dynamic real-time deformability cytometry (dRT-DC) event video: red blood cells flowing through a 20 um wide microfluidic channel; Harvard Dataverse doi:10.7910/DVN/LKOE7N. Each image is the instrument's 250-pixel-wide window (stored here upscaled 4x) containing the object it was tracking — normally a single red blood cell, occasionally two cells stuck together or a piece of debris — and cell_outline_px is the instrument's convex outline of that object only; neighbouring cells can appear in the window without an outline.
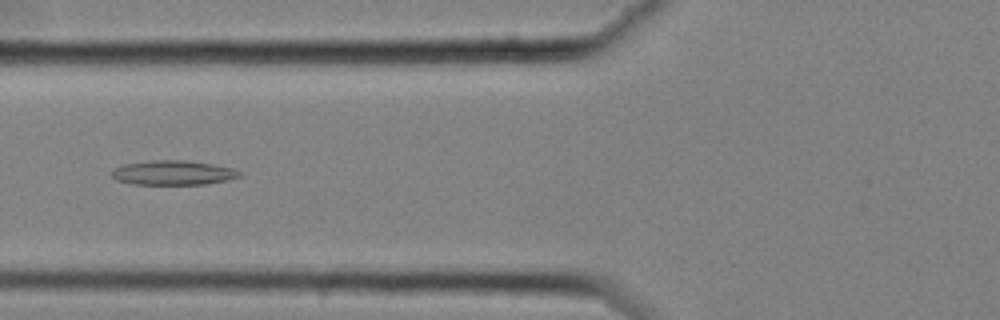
{"species": "common noctule bat (a hibernating species)", "species_latin": "Nyctalus noctula", "temperature_condition": "cold", "stored_images_in_passage": 44, "camera_frame_rate_fps": 3000, "um_per_image_px": 0.085, "animal": {"sex": "female", "body_mass_g": 25.1}, "frame": {"image": 1, "passage_image": 10, "time_ms": 3.0, "image_size_px": [1000, 320], "cell_outline_px": [[240, 176], [228, 180], [204, 184], [136, 184], [116, 180], [112, 176], [112, 168], [124, 164], [156, 160], [184, 160], [212, 164], [232, 168], [240, 172]], "centroid_in_image_um": [14.69, 14.68], "position_along_channel_um": 111.1, "area_um2": 18.03}}
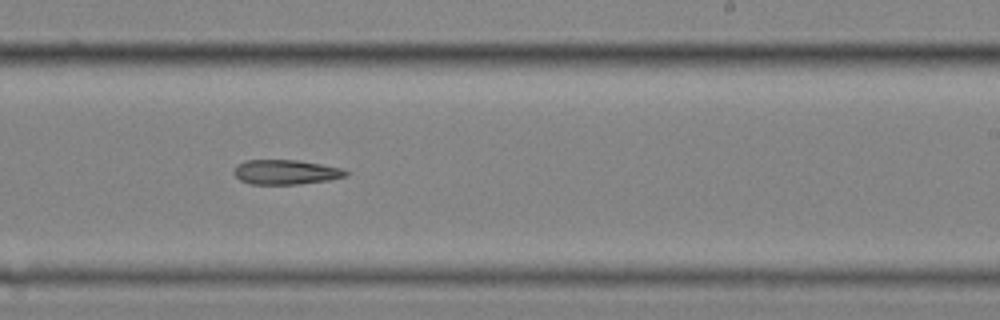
{"frame": {"image": 2, "passage_image": 23, "time_ms": 7.333, "image_size_px": [1000, 320], "cell_outline_px": [[352, 172], [344, 176], [328, 180], [300, 184], [252, 184], [240, 180], [232, 172], [236, 164], [244, 160], [296, 160], [344, 168]], "centroid_in_image_um": [24.28, 14.62], "position_along_channel_um": 264.7, "area_um2": 16.18}}
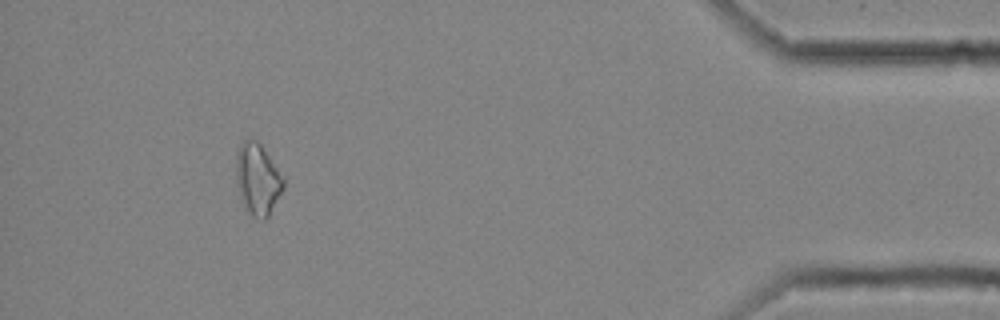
{"frame": {"image": 3, "passage_image": 40, "time_ms": 13.0, "image_size_px": [1000, 320], "cell_outline_px": [[284, 188], [268, 216], [264, 220], [260, 220], [252, 216], [244, 208], [240, 196], [236, 180], [236, 156], [240, 144], [244, 140], [256, 140], [260, 144], [284, 176]], "centroid_in_image_um": [21.9, 15.25], "position_along_channel_um": 413.3, "area_um2": 19.71}}